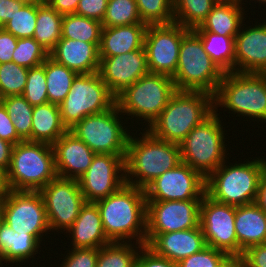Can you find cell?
I'll list each match as a JSON object with an SVG mask.
<instances>
[{
  "instance_id": "obj_23",
  "label": "cell",
  "mask_w": 266,
  "mask_h": 267,
  "mask_svg": "<svg viewBox=\"0 0 266 267\" xmlns=\"http://www.w3.org/2000/svg\"><path fill=\"white\" fill-rule=\"evenodd\" d=\"M99 44L61 38L49 57L77 74H91L99 70Z\"/></svg>"
},
{
  "instance_id": "obj_54",
  "label": "cell",
  "mask_w": 266,
  "mask_h": 267,
  "mask_svg": "<svg viewBox=\"0 0 266 267\" xmlns=\"http://www.w3.org/2000/svg\"><path fill=\"white\" fill-rule=\"evenodd\" d=\"M7 171L0 166V198L9 191Z\"/></svg>"
},
{
  "instance_id": "obj_38",
  "label": "cell",
  "mask_w": 266,
  "mask_h": 267,
  "mask_svg": "<svg viewBox=\"0 0 266 267\" xmlns=\"http://www.w3.org/2000/svg\"><path fill=\"white\" fill-rule=\"evenodd\" d=\"M139 16L147 25L174 23L173 0H136Z\"/></svg>"
},
{
  "instance_id": "obj_43",
  "label": "cell",
  "mask_w": 266,
  "mask_h": 267,
  "mask_svg": "<svg viewBox=\"0 0 266 267\" xmlns=\"http://www.w3.org/2000/svg\"><path fill=\"white\" fill-rule=\"evenodd\" d=\"M235 260L227 253L206 246L178 263L179 267H229Z\"/></svg>"
},
{
  "instance_id": "obj_59",
  "label": "cell",
  "mask_w": 266,
  "mask_h": 267,
  "mask_svg": "<svg viewBox=\"0 0 266 267\" xmlns=\"http://www.w3.org/2000/svg\"><path fill=\"white\" fill-rule=\"evenodd\" d=\"M1 102H2V96H1V94H0V104H1Z\"/></svg>"
},
{
  "instance_id": "obj_1",
  "label": "cell",
  "mask_w": 266,
  "mask_h": 267,
  "mask_svg": "<svg viewBox=\"0 0 266 267\" xmlns=\"http://www.w3.org/2000/svg\"><path fill=\"white\" fill-rule=\"evenodd\" d=\"M95 203L110 242H132L134 239L136 243L146 245L147 200L143 188L125 183Z\"/></svg>"
},
{
  "instance_id": "obj_46",
  "label": "cell",
  "mask_w": 266,
  "mask_h": 267,
  "mask_svg": "<svg viewBox=\"0 0 266 267\" xmlns=\"http://www.w3.org/2000/svg\"><path fill=\"white\" fill-rule=\"evenodd\" d=\"M237 262L239 267H266V243L248 247Z\"/></svg>"
},
{
  "instance_id": "obj_2",
  "label": "cell",
  "mask_w": 266,
  "mask_h": 267,
  "mask_svg": "<svg viewBox=\"0 0 266 267\" xmlns=\"http://www.w3.org/2000/svg\"><path fill=\"white\" fill-rule=\"evenodd\" d=\"M140 133L142 137H135L134 134L128 140L125 179L126 184L144 189L182 161L179 144L156 138L146 128L145 132Z\"/></svg>"
},
{
  "instance_id": "obj_56",
  "label": "cell",
  "mask_w": 266,
  "mask_h": 267,
  "mask_svg": "<svg viewBox=\"0 0 266 267\" xmlns=\"http://www.w3.org/2000/svg\"><path fill=\"white\" fill-rule=\"evenodd\" d=\"M237 1H238L241 5H242V4L245 5V3H242L243 0H237ZM252 1H253V0H252ZM254 1H255V0H254ZM256 1H257V0H256ZM257 2H259V3L261 2V4H263V3L265 4V3H266V0H258ZM265 6H266V4H265Z\"/></svg>"
},
{
  "instance_id": "obj_12",
  "label": "cell",
  "mask_w": 266,
  "mask_h": 267,
  "mask_svg": "<svg viewBox=\"0 0 266 267\" xmlns=\"http://www.w3.org/2000/svg\"><path fill=\"white\" fill-rule=\"evenodd\" d=\"M0 217L14 231L31 234L40 243L50 227L39 191L9 190L0 198Z\"/></svg>"
},
{
  "instance_id": "obj_16",
  "label": "cell",
  "mask_w": 266,
  "mask_h": 267,
  "mask_svg": "<svg viewBox=\"0 0 266 267\" xmlns=\"http://www.w3.org/2000/svg\"><path fill=\"white\" fill-rule=\"evenodd\" d=\"M206 179L189 165L181 162L155 178L145 188L147 201L202 200Z\"/></svg>"
},
{
  "instance_id": "obj_29",
  "label": "cell",
  "mask_w": 266,
  "mask_h": 267,
  "mask_svg": "<svg viewBox=\"0 0 266 267\" xmlns=\"http://www.w3.org/2000/svg\"><path fill=\"white\" fill-rule=\"evenodd\" d=\"M40 244L31 234H20L14 231L0 217V248L5 263L19 262L20 264L34 258Z\"/></svg>"
},
{
  "instance_id": "obj_14",
  "label": "cell",
  "mask_w": 266,
  "mask_h": 267,
  "mask_svg": "<svg viewBox=\"0 0 266 267\" xmlns=\"http://www.w3.org/2000/svg\"><path fill=\"white\" fill-rule=\"evenodd\" d=\"M39 192L44 201L50 231H67L86 203L77 179L57 176Z\"/></svg>"
},
{
  "instance_id": "obj_53",
  "label": "cell",
  "mask_w": 266,
  "mask_h": 267,
  "mask_svg": "<svg viewBox=\"0 0 266 267\" xmlns=\"http://www.w3.org/2000/svg\"><path fill=\"white\" fill-rule=\"evenodd\" d=\"M255 203L266 212V166L264 168L262 178L257 191Z\"/></svg>"
},
{
  "instance_id": "obj_11",
  "label": "cell",
  "mask_w": 266,
  "mask_h": 267,
  "mask_svg": "<svg viewBox=\"0 0 266 267\" xmlns=\"http://www.w3.org/2000/svg\"><path fill=\"white\" fill-rule=\"evenodd\" d=\"M121 114L115 104L105 112L83 118L69 131L96 154L126 156L130 132L124 129Z\"/></svg>"
},
{
  "instance_id": "obj_33",
  "label": "cell",
  "mask_w": 266,
  "mask_h": 267,
  "mask_svg": "<svg viewBox=\"0 0 266 267\" xmlns=\"http://www.w3.org/2000/svg\"><path fill=\"white\" fill-rule=\"evenodd\" d=\"M219 0H173L174 22L193 30L206 20Z\"/></svg>"
},
{
  "instance_id": "obj_24",
  "label": "cell",
  "mask_w": 266,
  "mask_h": 267,
  "mask_svg": "<svg viewBox=\"0 0 266 267\" xmlns=\"http://www.w3.org/2000/svg\"><path fill=\"white\" fill-rule=\"evenodd\" d=\"M67 232L72 236V248H101L110 243L104 232L99 208L94 202H86L82 206Z\"/></svg>"
},
{
  "instance_id": "obj_32",
  "label": "cell",
  "mask_w": 266,
  "mask_h": 267,
  "mask_svg": "<svg viewBox=\"0 0 266 267\" xmlns=\"http://www.w3.org/2000/svg\"><path fill=\"white\" fill-rule=\"evenodd\" d=\"M77 75L76 72L48 57L45 60L48 103L60 105L68 95Z\"/></svg>"
},
{
  "instance_id": "obj_9",
  "label": "cell",
  "mask_w": 266,
  "mask_h": 267,
  "mask_svg": "<svg viewBox=\"0 0 266 267\" xmlns=\"http://www.w3.org/2000/svg\"><path fill=\"white\" fill-rule=\"evenodd\" d=\"M175 91L172 77L149 72L121 92L116 104L122 115L141 118L150 126Z\"/></svg>"
},
{
  "instance_id": "obj_51",
  "label": "cell",
  "mask_w": 266,
  "mask_h": 267,
  "mask_svg": "<svg viewBox=\"0 0 266 267\" xmlns=\"http://www.w3.org/2000/svg\"><path fill=\"white\" fill-rule=\"evenodd\" d=\"M80 0H47L46 2L59 14H75Z\"/></svg>"
},
{
  "instance_id": "obj_36",
  "label": "cell",
  "mask_w": 266,
  "mask_h": 267,
  "mask_svg": "<svg viewBox=\"0 0 266 267\" xmlns=\"http://www.w3.org/2000/svg\"><path fill=\"white\" fill-rule=\"evenodd\" d=\"M22 141H31L33 107L22 95L7 96L1 102Z\"/></svg>"
},
{
  "instance_id": "obj_57",
  "label": "cell",
  "mask_w": 266,
  "mask_h": 267,
  "mask_svg": "<svg viewBox=\"0 0 266 267\" xmlns=\"http://www.w3.org/2000/svg\"><path fill=\"white\" fill-rule=\"evenodd\" d=\"M2 261H4V259H3V255L1 253V248H0V266H3Z\"/></svg>"
},
{
  "instance_id": "obj_45",
  "label": "cell",
  "mask_w": 266,
  "mask_h": 267,
  "mask_svg": "<svg viewBox=\"0 0 266 267\" xmlns=\"http://www.w3.org/2000/svg\"><path fill=\"white\" fill-rule=\"evenodd\" d=\"M107 5L108 0H80L75 14L102 22Z\"/></svg>"
},
{
  "instance_id": "obj_5",
  "label": "cell",
  "mask_w": 266,
  "mask_h": 267,
  "mask_svg": "<svg viewBox=\"0 0 266 267\" xmlns=\"http://www.w3.org/2000/svg\"><path fill=\"white\" fill-rule=\"evenodd\" d=\"M214 111L218 107L244 118L266 122V73H224L213 95ZM226 108V109H225Z\"/></svg>"
},
{
  "instance_id": "obj_26",
  "label": "cell",
  "mask_w": 266,
  "mask_h": 267,
  "mask_svg": "<svg viewBox=\"0 0 266 267\" xmlns=\"http://www.w3.org/2000/svg\"><path fill=\"white\" fill-rule=\"evenodd\" d=\"M239 258L250 246L266 243V212L256 203L235 206Z\"/></svg>"
},
{
  "instance_id": "obj_37",
  "label": "cell",
  "mask_w": 266,
  "mask_h": 267,
  "mask_svg": "<svg viewBox=\"0 0 266 267\" xmlns=\"http://www.w3.org/2000/svg\"><path fill=\"white\" fill-rule=\"evenodd\" d=\"M143 23L137 9L136 0H108L103 27H115Z\"/></svg>"
},
{
  "instance_id": "obj_35",
  "label": "cell",
  "mask_w": 266,
  "mask_h": 267,
  "mask_svg": "<svg viewBox=\"0 0 266 267\" xmlns=\"http://www.w3.org/2000/svg\"><path fill=\"white\" fill-rule=\"evenodd\" d=\"M110 242L99 248L96 267H135L136 258L143 244ZM138 246V247H136Z\"/></svg>"
},
{
  "instance_id": "obj_13",
  "label": "cell",
  "mask_w": 266,
  "mask_h": 267,
  "mask_svg": "<svg viewBox=\"0 0 266 267\" xmlns=\"http://www.w3.org/2000/svg\"><path fill=\"white\" fill-rule=\"evenodd\" d=\"M200 226L206 245L239 259V244L235 231V206L221 203L206 193L200 203Z\"/></svg>"
},
{
  "instance_id": "obj_30",
  "label": "cell",
  "mask_w": 266,
  "mask_h": 267,
  "mask_svg": "<svg viewBox=\"0 0 266 267\" xmlns=\"http://www.w3.org/2000/svg\"><path fill=\"white\" fill-rule=\"evenodd\" d=\"M200 38L211 60L223 73L235 72V37L207 31H194Z\"/></svg>"
},
{
  "instance_id": "obj_20",
  "label": "cell",
  "mask_w": 266,
  "mask_h": 267,
  "mask_svg": "<svg viewBox=\"0 0 266 267\" xmlns=\"http://www.w3.org/2000/svg\"><path fill=\"white\" fill-rule=\"evenodd\" d=\"M260 24L243 26L235 36V72L266 73L265 19Z\"/></svg>"
},
{
  "instance_id": "obj_25",
  "label": "cell",
  "mask_w": 266,
  "mask_h": 267,
  "mask_svg": "<svg viewBox=\"0 0 266 267\" xmlns=\"http://www.w3.org/2000/svg\"><path fill=\"white\" fill-rule=\"evenodd\" d=\"M147 26L145 23H136L103 27L99 44V56L111 57L144 48Z\"/></svg>"
},
{
  "instance_id": "obj_44",
  "label": "cell",
  "mask_w": 266,
  "mask_h": 267,
  "mask_svg": "<svg viewBox=\"0 0 266 267\" xmlns=\"http://www.w3.org/2000/svg\"><path fill=\"white\" fill-rule=\"evenodd\" d=\"M60 267H96L99 248H72Z\"/></svg>"
},
{
  "instance_id": "obj_10",
  "label": "cell",
  "mask_w": 266,
  "mask_h": 267,
  "mask_svg": "<svg viewBox=\"0 0 266 267\" xmlns=\"http://www.w3.org/2000/svg\"><path fill=\"white\" fill-rule=\"evenodd\" d=\"M116 104V97L98 72L78 74L66 98L59 105L63 125L70 130L83 118L107 111Z\"/></svg>"
},
{
  "instance_id": "obj_31",
  "label": "cell",
  "mask_w": 266,
  "mask_h": 267,
  "mask_svg": "<svg viewBox=\"0 0 266 267\" xmlns=\"http://www.w3.org/2000/svg\"><path fill=\"white\" fill-rule=\"evenodd\" d=\"M63 15L47 2L37 4V19L33 38L50 53L61 39Z\"/></svg>"
},
{
  "instance_id": "obj_18",
  "label": "cell",
  "mask_w": 266,
  "mask_h": 267,
  "mask_svg": "<svg viewBox=\"0 0 266 267\" xmlns=\"http://www.w3.org/2000/svg\"><path fill=\"white\" fill-rule=\"evenodd\" d=\"M200 203L201 200L147 201L146 234L199 227Z\"/></svg>"
},
{
  "instance_id": "obj_47",
  "label": "cell",
  "mask_w": 266,
  "mask_h": 267,
  "mask_svg": "<svg viewBox=\"0 0 266 267\" xmlns=\"http://www.w3.org/2000/svg\"><path fill=\"white\" fill-rule=\"evenodd\" d=\"M135 267H179L178 263L170 259L156 255L150 248L144 245L136 258Z\"/></svg>"
},
{
  "instance_id": "obj_58",
  "label": "cell",
  "mask_w": 266,
  "mask_h": 267,
  "mask_svg": "<svg viewBox=\"0 0 266 267\" xmlns=\"http://www.w3.org/2000/svg\"><path fill=\"white\" fill-rule=\"evenodd\" d=\"M229 267H239V264L237 261H234Z\"/></svg>"
},
{
  "instance_id": "obj_42",
  "label": "cell",
  "mask_w": 266,
  "mask_h": 267,
  "mask_svg": "<svg viewBox=\"0 0 266 267\" xmlns=\"http://www.w3.org/2000/svg\"><path fill=\"white\" fill-rule=\"evenodd\" d=\"M22 96L32 106L48 103L45 61L40 66L29 68Z\"/></svg>"
},
{
  "instance_id": "obj_6",
  "label": "cell",
  "mask_w": 266,
  "mask_h": 267,
  "mask_svg": "<svg viewBox=\"0 0 266 267\" xmlns=\"http://www.w3.org/2000/svg\"><path fill=\"white\" fill-rule=\"evenodd\" d=\"M57 176L51 144L26 140L14 145L7 170L10 190L39 191Z\"/></svg>"
},
{
  "instance_id": "obj_19",
  "label": "cell",
  "mask_w": 266,
  "mask_h": 267,
  "mask_svg": "<svg viewBox=\"0 0 266 267\" xmlns=\"http://www.w3.org/2000/svg\"><path fill=\"white\" fill-rule=\"evenodd\" d=\"M98 73L111 93L117 97L149 73L145 48L116 56L100 57Z\"/></svg>"
},
{
  "instance_id": "obj_50",
  "label": "cell",
  "mask_w": 266,
  "mask_h": 267,
  "mask_svg": "<svg viewBox=\"0 0 266 267\" xmlns=\"http://www.w3.org/2000/svg\"><path fill=\"white\" fill-rule=\"evenodd\" d=\"M24 5L19 0H0V27L2 28Z\"/></svg>"
},
{
  "instance_id": "obj_15",
  "label": "cell",
  "mask_w": 266,
  "mask_h": 267,
  "mask_svg": "<svg viewBox=\"0 0 266 267\" xmlns=\"http://www.w3.org/2000/svg\"><path fill=\"white\" fill-rule=\"evenodd\" d=\"M188 31L189 29L175 22L147 26L144 48L150 73L174 76L182 37Z\"/></svg>"
},
{
  "instance_id": "obj_27",
  "label": "cell",
  "mask_w": 266,
  "mask_h": 267,
  "mask_svg": "<svg viewBox=\"0 0 266 267\" xmlns=\"http://www.w3.org/2000/svg\"><path fill=\"white\" fill-rule=\"evenodd\" d=\"M237 0H219L201 26L193 31H207L235 37L243 26L244 8Z\"/></svg>"
},
{
  "instance_id": "obj_4",
  "label": "cell",
  "mask_w": 266,
  "mask_h": 267,
  "mask_svg": "<svg viewBox=\"0 0 266 267\" xmlns=\"http://www.w3.org/2000/svg\"><path fill=\"white\" fill-rule=\"evenodd\" d=\"M226 161L206 178L205 193L215 201L233 206L255 203L266 161L226 165Z\"/></svg>"
},
{
  "instance_id": "obj_17",
  "label": "cell",
  "mask_w": 266,
  "mask_h": 267,
  "mask_svg": "<svg viewBox=\"0 0 266 267\" xmlns=\"http://www.w3.org/2000/svg\"><path fill=\"white\" fill-rule=\"evenodd\" d=\"M125 157L95 154L90 167L78 179L86 202L104 199L126 183Z\"/></svg>"
},
{
  "instance_id": "obj_49",
  "label": "cell",
  "mask_w": 266,
  "mask_h": 267,
  "mask_svg": "<svg viewBox=\"0 0 266 267\" xmlns=\"http://www.w3.org/2000/svg\"><path fill=\"white\" fill-rule=\"evenodd\" d=\"M18 38L0 27V64L11 62Z\"/></svg>"
},
{
  "instance_id": "obj_22",
  "label": "cell",
  "mask_w": 266,
  "mask_h": 267,
  "mask_svg": "<svg viewBox=\"0 0 266 267\" xmlns=\"http://www.w3.org/2000/svg\"><path fill=\"white\" fill-rule=\"evenodd\" d=\"M52 146L56 172L62 178L78 180L90 167L96 154L69 130Z\"/></svg>"
},
{
  "instance_id": "obj_40",
  "label": "cell",
  "mask_w": 266,
  "mask_h": 267,
  "mask_svg": "<svg viewBox=\"0 0 266 267\" xmlns=\"http://www.w3.org/2000/svg\"><path fill=\"white\" fill-rule=\"evenodd\" d=\"M49 57V53L32 37L17 40L12 61L27 69L40 66Z\"/></svg>"
},
{
  "instance_id": "obj_48",
  "label": "cell",
  "mask_w": 266,
  "mask_h": 267,
  "mask_svg": "<svg viewBox=\"0 0 266 267\" xmlns=\"http://www.w3.org/2000/svg\"><path fill=\"white\" fill-rule=\"evenodd\" d=\"M0 138L4 139L13 145L20 143L22 140L18 137L13 121L7 114L4 105L0 104Z\"/></svg>"
},
{
  "instance_id": "obj_8",
  "label": "cell",
  "mask_w": 266,
  "mask_h": 267,
  "mask_svg": "<svg viewBox=\"0 0 266 267\" xmlns=\"http://www.w3.org/2000/svg\"><path fill=\"white\" fill-rule=\"evenodd\" d=\"M223 75L204 50L201 38L189 30L182 37L177 69L172 77L176 90L204 91L214 95Z\"/></svg>"
},
{
  "instance_id": "obj_3",
  "label": "cell",
  "mask_w": 266,
  "mask_h": 267,
  "mask_svg": "<svg viewBox=\"0 0 266 267\" xmlns=\"http://www.w3.org/2000/svg\"><path fill=\"white\" fill-rule=\"evenodd\" d=\"M214 112L213 95L204 91L176 90L153 123L147 127L156 138L180 144Z\"/></svg>"
},
{
  "instance_id": "obj_41",
  "label": "cell",
  "mask_w": 266,
  "mask_h": 267,
  "mask_svg": "<svg viewBox=\"0 0 266 267\" xmlns=\"http://www.w3.org/2000/svg\"><path fill=\"white\" fill-rule=\"evenodd\" d=\"M37 19V4H24L2 28L18 39L32 38Z\"/></svg>"
},
{
  "instance_id": "obj_52",
  "label": "cell",
  "mask_w": 266,
  "mask_h": 267,
  "mask_svg": "<svg viewBox=\"0 0 266 267\" xmlns=\"http://www.w3.org/2000/svg\"><path fill=\"white\" fill-rule=\"evenodd\" d=\"M13 147L12 143L0 138V166L6 171L10 167Z\"/></svg>"
},
{
  "instance_id": "obj_28",
  "label": "cell",
  "mask_w": 266,
  "mask_h": 267,
  "mask_svg": "<svg viewBox=\"0 0 266 267\" xmlns=\"http://www.w3.org/2000/svg\"><path fill=\"white\" fill-rule=\"evenodd\" d=\"M67 131L59 105L46 103L33 107L31 141L53 145Z\"/></svg>"
},
{
  "instance_id": "obj_21",
  "label": "cell",
  "mask_w": 266,
  "mask_h": 267,
  "mask_svg": "<svg viewBox=\"0 0 266 267\" xmlns=\"http://www.w3.org/2000/svg\"><path fill=\"white\" fill-rule=\"evenodd\" d=\"M146 246L156 255L179 263L206 247L201 226L183 231L146 234Z\"/></svg>"
},
{
  "instance_id": "obj_55",
  "label": "cell",
  "mask_w": 266,
  "mask_h": 267,
  "mask_svg": "<svg viewBox=\"0 0 266 267\" xmlns=\"http://www.w3.org/2000/svg\"><path fill=\"white\" fill-rule=\"evenodd\" d=\"M23 2L24 4H40L44 2L43 0H19Z\"/></svg>"
},
{
  "instance_id": "obj_34",
  "label": "cell",
  "mask_w": 266,
  "mask_h": 267,
  "mask_svg": "<svg viewBox=\"0 0 266 267\" xmlns=\"http://www.w3.org/2000/svg\"><path fill=\"white\" fill-rule=\"evenodd\" d=\"M102 22L77 14L63 15L61 38L100 43Z\"/></svg>"
},
{
  "instance_id": "obj_7",
  "label": "cell",
  "mask_w": 266,
  "mask_h": 267,
  "mask_svg": "<svg viewBox=\"0 0 266 267\" xmlns=\"http://www.w3.org/2000/svg\"><path fill=\"white\" fill-rule=\"evenodd\" d=\"M214 111L179 144L181 161L198 171L205 179L225 161L228 151L222 121Z\"/></svg>"
},
{
  "instance_id": "obj_39",
  "label": "cell",
  "mask_w": 266,
  "mask_h": 267,
  "mask_svg": "<svg viewBox=\"0 0 266 267\" xmlns=\"http://www.w3.org/2000/svg\"><path fill=\"white\" fill-rule=\"evenodd\" d=\"M28 70L13 61L0 64V94L2 98L22 95Z\"/></svg>"
}]
</instances>
